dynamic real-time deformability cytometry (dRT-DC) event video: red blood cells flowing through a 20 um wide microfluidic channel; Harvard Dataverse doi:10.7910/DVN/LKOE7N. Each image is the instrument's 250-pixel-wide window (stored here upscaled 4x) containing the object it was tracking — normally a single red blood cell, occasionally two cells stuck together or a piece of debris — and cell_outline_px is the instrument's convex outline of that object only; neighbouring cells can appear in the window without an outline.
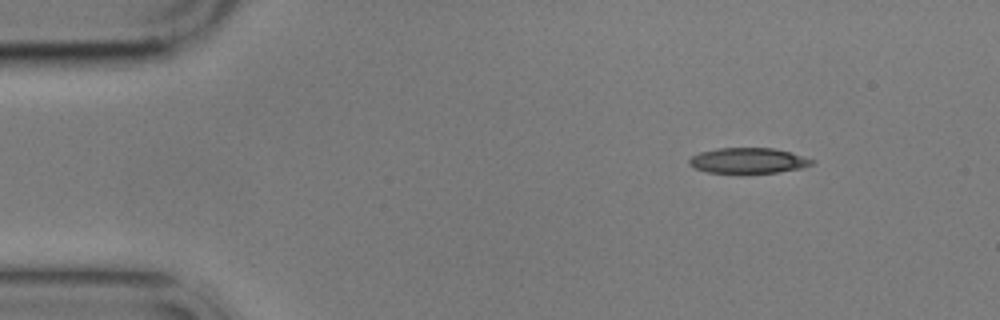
{"species": "common noctule bat (a hibernating species)", "species_latin": "Nyctalus noctula", "temperature_condition": "cold", "stored_images_in_passage": 10, "camera_frame_rate_fps": 3000, "um_per_image_px": 0.085, "animal": {"sex": "male", "body_mass_g": 17.9}, "frame": {"image": 1, "passage_image": 1, "time_ms": 0.0, "image_size_px": [1000, 320], "cell_outline_px": [[816, 160], [812, 164], [800, 168], [776, 172], [708, 172], [692, 168], [688, 164], [688, 160], [692, 156], [700, 152], [716, 148], [772, 148], [792, 152]], "centroid_in_image_um": [63.58, 13.63], "position_along_channel_um": 21.4, "area_um2": 18.09}}
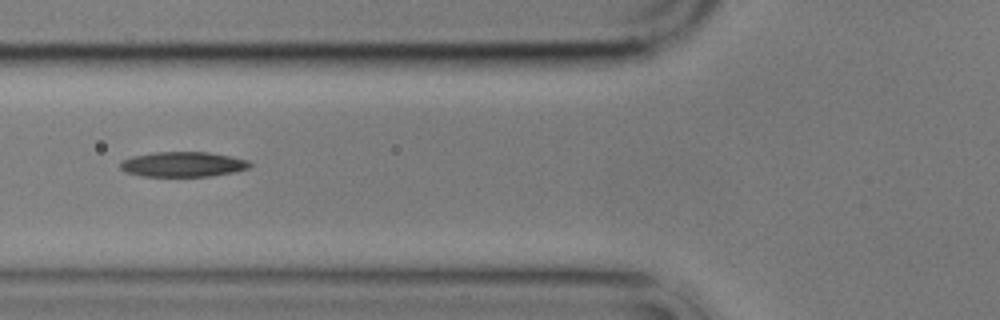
{"frame": {"image": 2, "passage_image": 5, "time_ms": 4.667, "image_size_px": [1000, 320], "cell_outline_px": [[252, 164], [248, 168], [232, 172], [212, 176], [144, 176], [124, 172], [120, 168], [120, 164], [124, 160], [132, 156], [152, 152], [208, 152], [248, 160]], "centroid_in_image_um": [15.52, 13.96], "position_along_channel_um": 110.3, "area_um2": 18.79}}
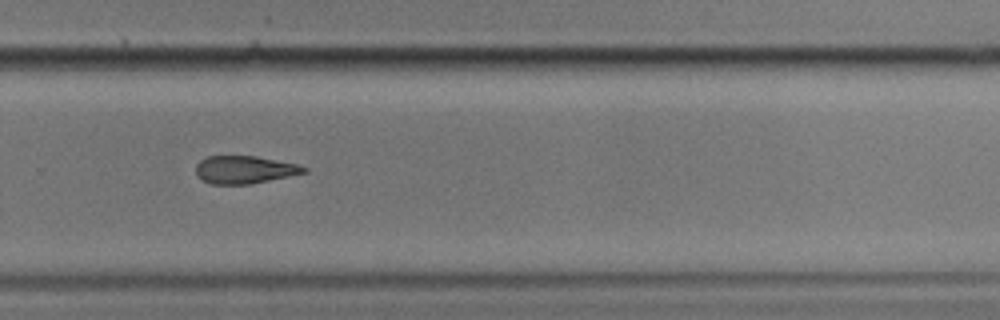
{"frame": {"image": 3, "passage_image": 10, "time_ms": 10.333, "image_size_px": [1000, 320], "cell_outline_px": [[308, 172], [248, 184], [212, 184], [200, 180], [196, 176], [196, 164], [200, 160], [208, 156], [256, 156], [296, 164], [308, 168]], "centroid_in_image_um": [20.74, 14.42], "position_along_channel_um": 309.1, "area_um2": 17.4}}